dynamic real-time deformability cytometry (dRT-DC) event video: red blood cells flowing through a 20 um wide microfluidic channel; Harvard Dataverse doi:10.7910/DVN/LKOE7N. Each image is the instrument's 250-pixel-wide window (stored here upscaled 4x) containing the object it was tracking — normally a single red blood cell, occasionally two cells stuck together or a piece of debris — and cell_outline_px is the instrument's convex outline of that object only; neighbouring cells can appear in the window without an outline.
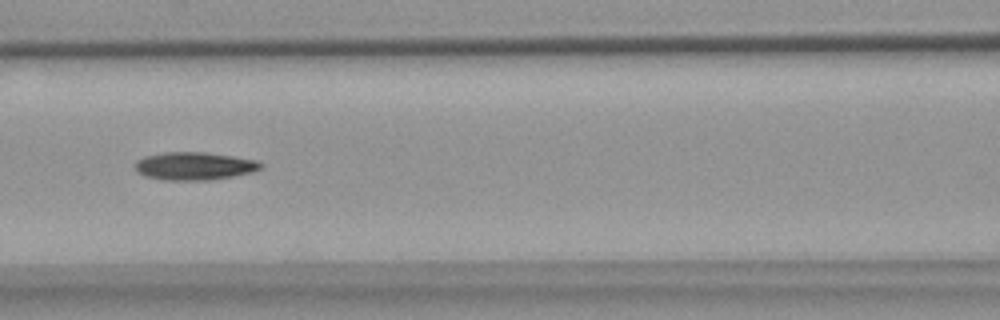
{"species": "common noctule bat (a hibernating species)", "species_latin": "Nyctalus noctula", "temperature_condition": "warm", "stored_images_in_passage": 6, "camera_frame_rate_fps": 3000, "um_per_image_px": 0.085, "animal": {"sex": "female", "body_mass_g": 18.4}, "frame": {"image": 1, "passage_image": 5, "time_ms": 4.667, "image_size_px": [1000, 320], "cell_outline_px": [[260, 168], [252, 172], [232, 176], [208, 180], [160, 180], [144, 176], [136, 172], [132, 164], [136, 160], [144, 156], [164, 152], [204, 152], [232, 156], [256, 160], [260, 164]], "centroid_in_image_um": [16.4, 14.11], "position_along_channel_um": 150.2, "area_um2": 20.52}}
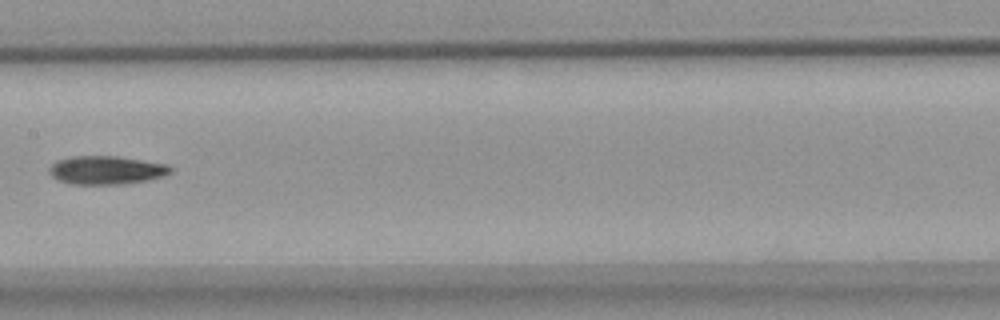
{"frame": {"image": 2, "passage_image": 6, "time_ms": 6.0, "image_size_px": [1000, 320], "cell_outline_px": [[172, 172], [164, 176], [148, 180], [124, 184], [68, 184], [56, 180], [48, 172], [48, 168], [56, 160], [68, 156], [116, 156], [168, 164], [172, 168]], "centroid_in_image_um": [9.0, 14.46], "position_along_channel_um": 198.4, "area_um2": 20.4}}